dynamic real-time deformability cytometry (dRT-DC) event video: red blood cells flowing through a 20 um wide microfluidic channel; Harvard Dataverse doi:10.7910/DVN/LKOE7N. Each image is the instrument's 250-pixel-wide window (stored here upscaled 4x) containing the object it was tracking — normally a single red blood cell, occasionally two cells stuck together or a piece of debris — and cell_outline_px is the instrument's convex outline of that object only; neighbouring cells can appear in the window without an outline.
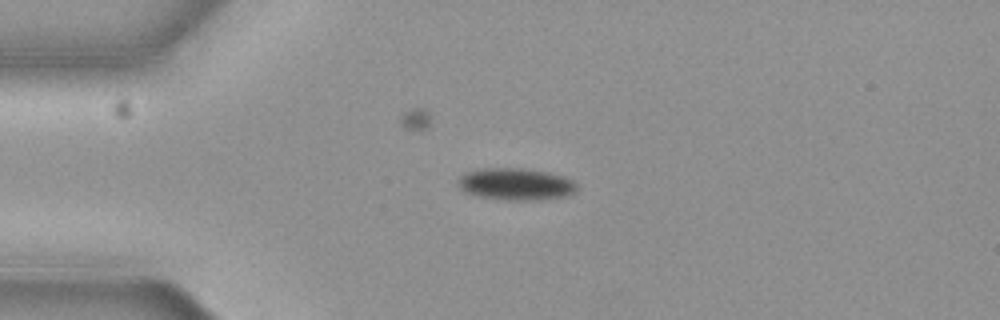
{"species": "common noctule bat (a hibernating species)", "species_latin": "Nyctalus noctula", "temperature_condition": "cold", "stored_images_in_passage": 4, "camera_frame_rate_fps": 3000, "um_per_image_px": 0.085, "animal": {"sex": "female", "body_mass_g": 19.3, "forearm_length_mm": 54.1}, "frame": {"image": 1, "passage_image": 3, "time_ms": 0.667, "image_size_px": [1000, 320], "cell_outline_px": [[576, 192], [564, 196], [540, 200], [504, 200], [480, 196], [464, 192], [460, 188], [460, 176], [468, 172], [484, 168], [520, 168], [548, 172], [564, 176], [572, 180], [576, 184]], "centroid_in_image_um": [43.88, 15.65], "position_along_channel_um": 41.1, "area_um2": 21.96}}